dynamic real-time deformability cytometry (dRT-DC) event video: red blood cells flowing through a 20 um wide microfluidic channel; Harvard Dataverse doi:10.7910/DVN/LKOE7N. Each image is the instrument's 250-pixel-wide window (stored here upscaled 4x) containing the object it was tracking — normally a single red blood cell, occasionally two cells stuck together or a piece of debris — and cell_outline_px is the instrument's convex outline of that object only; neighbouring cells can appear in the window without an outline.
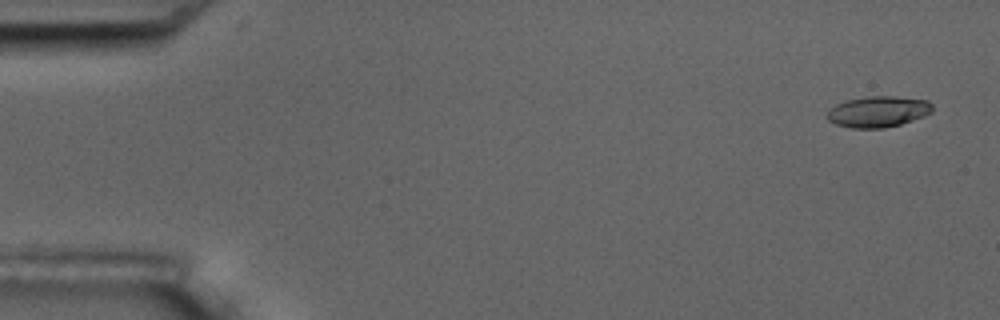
{"species": "common noctule bat (a hibernating species)", "species_latin": "Nyctalus noctula", "temperature_condition": "room temperature", "stored_images_in_passage": 5, "camera_frame_rate_fps": 3000, "um_per_image_px": 0.085, "animal": {"sex": "male", "body_mass_g": 17.5, "forearm_length_mm": 52.3}, "frame": {"image": 1, "passage_image": 1, "time_ms": 0.0, "image_size_px": [1000, 320], "cell_outline_px": [[932, 112], [924, 116], [900, 124], [884, 128], [852, 128], [836, 124], [828, 120], [824, 116], [836, 104], [848, 100], [868, 96], [896, 96], [928, 100], [932, 104]], "centroid_in_image_um": [74.64, 9.49], "position_along_channel_um": 10.4, "area_um2": 19.02}}